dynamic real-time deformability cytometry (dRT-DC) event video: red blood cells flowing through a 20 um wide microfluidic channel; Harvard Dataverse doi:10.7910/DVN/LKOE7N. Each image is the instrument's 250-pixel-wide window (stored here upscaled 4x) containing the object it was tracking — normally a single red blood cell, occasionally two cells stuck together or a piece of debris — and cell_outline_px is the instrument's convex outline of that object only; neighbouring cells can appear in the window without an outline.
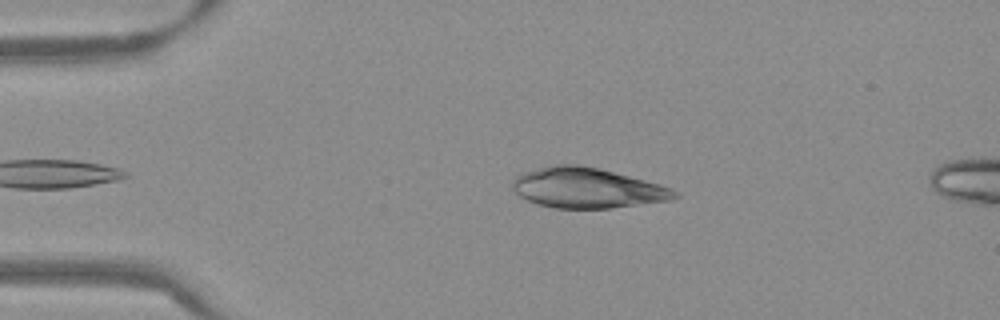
{"species": "Egyptian fruit bat (a non-hibernating species)", "species_latin": "Rousettus aegyptiacus", "temperature_condition": "warm", "stored_images_in_passage": 9, "camera_frame_rate_fps": 3000, "um_per_image_px": 0.085, "frame": {"image": 1, "passage_image": 4, "time_ms": 1.0, "image_size_px": [1000, 320], "cell_outline_px": [[680, 196], [672, 200], [612, 208], [552, 208], [536, 204], [520, 196], [512, 188], [512, 180], [516, 176], [524, 172], [556, 164], [580, 164], [600, 168], [660, 184], [672, 188], [680, 192]], "centroid_in_image_um": [49.94, 15.98], "position_along_channel_um": 35.1, "area_um2": 38.21}}